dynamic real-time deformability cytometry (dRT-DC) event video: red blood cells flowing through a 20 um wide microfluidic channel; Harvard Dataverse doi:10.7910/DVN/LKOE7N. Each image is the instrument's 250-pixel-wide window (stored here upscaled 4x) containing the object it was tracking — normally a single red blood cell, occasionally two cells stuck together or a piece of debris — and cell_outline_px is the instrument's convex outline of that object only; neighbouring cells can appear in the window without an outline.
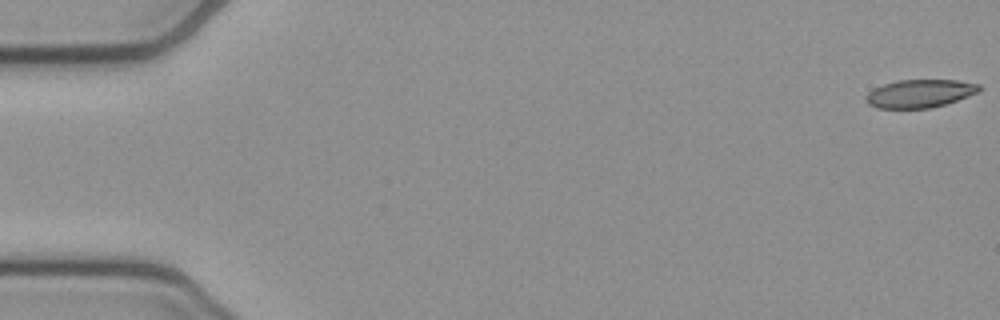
{"species": "common noctule bat (a hibernating species)", "species_latin": "Nyctalus noctula", "temperature_condition": "cold", "stored_images_in_passage": 13, "camera_frame_rate_fps": 3000, "um_per_image_px": 0.085, "animal": {"sex": "female", "body_mass_g": 21.9}, "frame": {"image": 1, "passage_image": 1, "time_ms": 0.0, "image_size_px": [1000, 320], "cell_outline_px": [[984, 88], [980, 92], [932, 108], [876, 108], [868, 104], [864, 100], [864, 96], [868, 92], [884, 84], [896, 80], [956, 80], [980, 84]], "centroid_in_image_um": [78.19, 7.95], "position_along_channel_um": 6.8, "area_um2": 18.67}}